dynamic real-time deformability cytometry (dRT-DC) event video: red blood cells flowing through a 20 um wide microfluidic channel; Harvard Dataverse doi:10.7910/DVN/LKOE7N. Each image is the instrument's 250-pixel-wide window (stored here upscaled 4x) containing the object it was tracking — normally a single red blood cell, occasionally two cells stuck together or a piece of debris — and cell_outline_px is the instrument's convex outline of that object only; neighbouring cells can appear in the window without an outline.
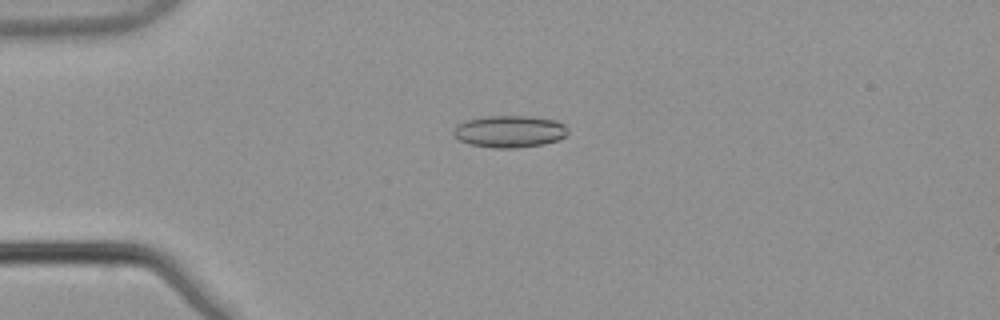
{"species": "common noctule bat (a hibernating species)", "species_latin": "Nyctalus noctula", "temperature_condition": "warm", "stored_images_in_passage": 6, "camera_frame_rate_fps": 3000, "um_per_image_px": 0.085, "animal": {"sex": "male", "body_mass_g": 21.5, "forearm_length_mm": 52.0}, "frame": {"image": 1, "passage_image": 4, "time_ms": 1.0, "image_size_px": [1000, 320], "cell_outline_px": [[568, 132], [560, 140], [544, 144], [516, 148], [492, 148], [468, 144], [460, 140], [452, 132], [464, 120], [488, 116], [528, 116], [556, 120], [564, 124], [568, 128]], "centroid_in_image_um": [43.35, 11.18], "position_along_channel_um": 41.7, "area_um2": 21.39}}
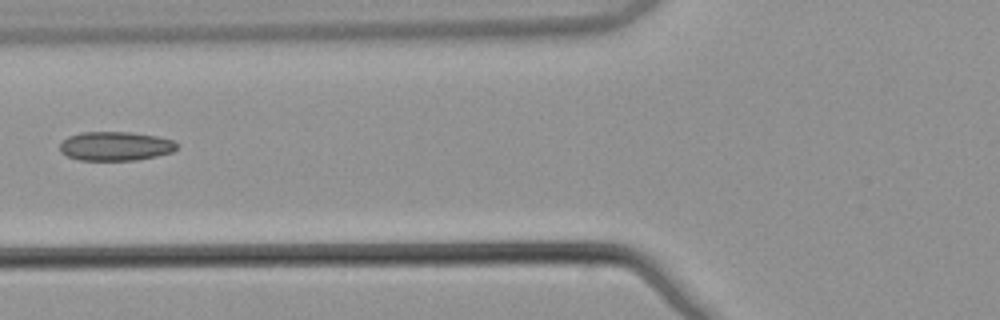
{"frame": {"image": 2, "passage_image": 6, "time_ms": 1.667, "image_size_px": [1000, 320], "cell_outline_px": [[176, 148], [172, 152], [156, 156], [136, 160], [80, 160], [68, 156], [60, 152], [60, 144], [68, 136], [80, 132], [132, 132], [156, 136], [176, 140]], "centroid_in_image_um": [9.81, 12.41], "position_along_channel_um": 116.0, "area_um2": 19.83}}